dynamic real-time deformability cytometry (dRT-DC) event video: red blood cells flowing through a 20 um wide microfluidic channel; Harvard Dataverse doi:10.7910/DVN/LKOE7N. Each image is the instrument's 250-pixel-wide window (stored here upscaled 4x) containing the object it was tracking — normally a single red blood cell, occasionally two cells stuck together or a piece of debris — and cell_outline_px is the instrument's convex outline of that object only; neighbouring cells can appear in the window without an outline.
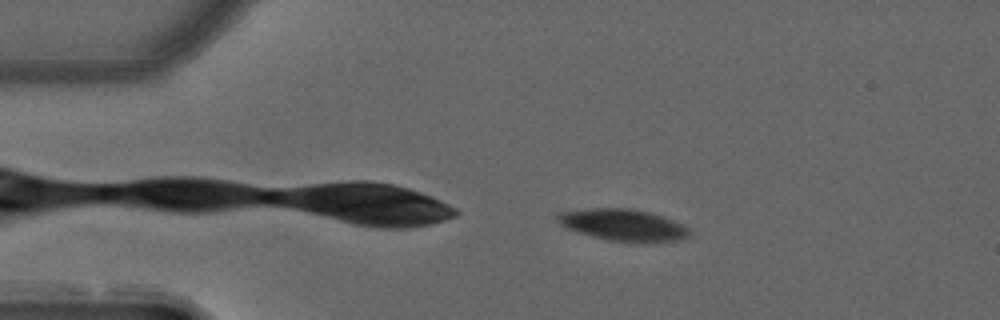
{"species": "common noctule bat (a hibernating species)", "species_latin": "Nyctalus noctula", "temperature_condition": "warm", "stored_images_in_passage": 8, "camera_frame_rate_fps": 3000, "um_per_image_px": 0.085, "animal": {"sex": "male", "forearm_length_mm": 52.5}, "frame": {"image": 1, "passage_image": 2, "time_ms": 0.333, "image_size_px": [1000, 320], "cell_outline_px": [[688, 236], [680, 240], [608, 240], [592, 236], [568, 228], [560, 224], [556, 220], [556, 216], [560, 212], [588, 208], [632, 208], [664, 216], [688, 228]], "centroid_in_image_um": [52.9, 19.07], "position_along_channel_um": 32.1, "area_um2": 23.52}}